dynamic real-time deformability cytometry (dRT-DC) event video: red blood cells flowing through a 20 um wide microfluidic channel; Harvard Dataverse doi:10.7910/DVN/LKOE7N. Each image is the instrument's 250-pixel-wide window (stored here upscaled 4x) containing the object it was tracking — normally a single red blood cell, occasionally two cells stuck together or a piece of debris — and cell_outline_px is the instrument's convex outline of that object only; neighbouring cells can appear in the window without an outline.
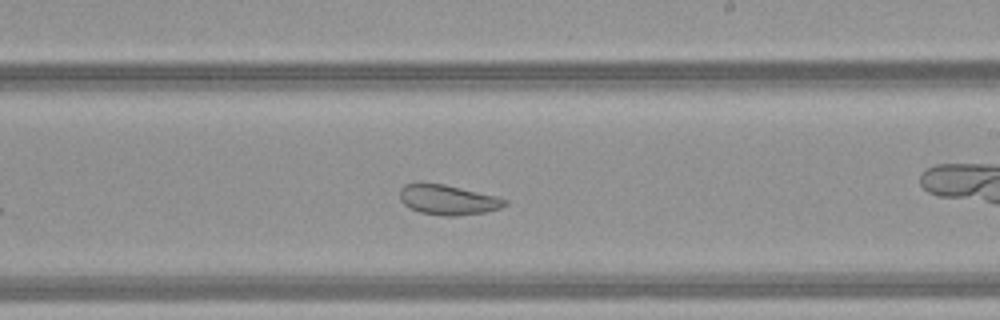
{"species": "common noctule bat (a hibernating species)", "species_latin": "Nyctalus noctula", "temperature_condition": "warm", "stored_images_in_passage": 32, "camera_frame_rate_fps": 3000, "um_per_image_px": 0.085, "animal": {"sex": "female", "body_mass_g": 21.9}, "frame": {"image": 1, "passage_image": 19, "time_ms": 6.0, "image_size_px": [1000, 320], "cell_outline_px": [[508, 204], [500, 208], [484, 212], [456, 216], [444, 216], [420, 212], [404, 204], [400, 200], [400, 188], [404, 184], [444, 184], [500, 196], [508, 200]], "centroid_in_image_um": [38.13, 16.98], "position_along_channel_um": 250.9, "area_um2": 18.32}, "authors_computed_cell_mechanics": {"area_um2": 20.9236, "velocity_mm_per_s": 4.1746, "shape_relaxation_time_tau1_ms": null, "shape_relaxation_time_tau2_ms": 1.3078, "deformation_change_tau1": null, "deformation_change_tau2": 0.0782}}